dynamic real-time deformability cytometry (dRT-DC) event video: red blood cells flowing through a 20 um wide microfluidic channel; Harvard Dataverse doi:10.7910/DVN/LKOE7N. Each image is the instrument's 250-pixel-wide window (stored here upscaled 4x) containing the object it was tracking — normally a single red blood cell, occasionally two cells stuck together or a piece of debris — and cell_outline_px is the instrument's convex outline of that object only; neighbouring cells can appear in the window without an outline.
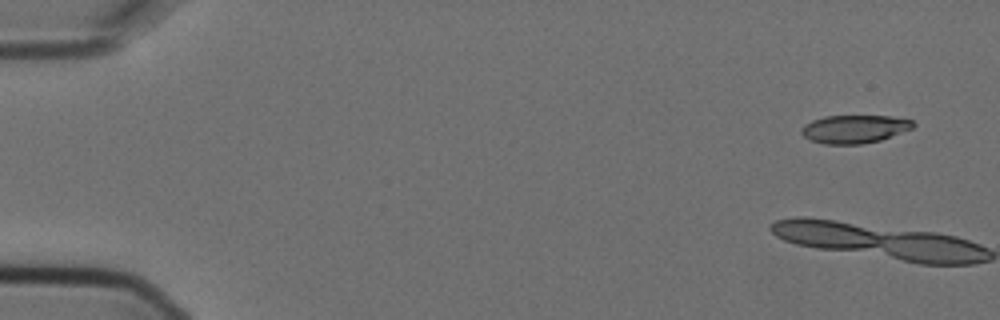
{"species": "Egyptian fruit bat (a non-hibernating species)", "species_latin": "Rousettus aegyptiacus", "temperature_condition": "cold", "stored_images_in_passage": 5, "camera_frame_rate_fps": 3000, "um_per_image_px": 0.085, "animal": {"sex": "female"}, "frame": {"image": 1, "passage_image": 1, "time_ms": 0.0, "image_size_px": [1000, 320], "cell_outline_px": [[916, 124], [912, 128], [880, 140], [860, 144], [824, 144], [808, 140], [800, 132], [800, 128], [804, 124], [812, 120], [824, 116], [892, 116], [912, 120]], "centroid_in_image_um": [72.58, 10.96], "position_along_channel_um": 12.4, "area_um2": 18.38}}
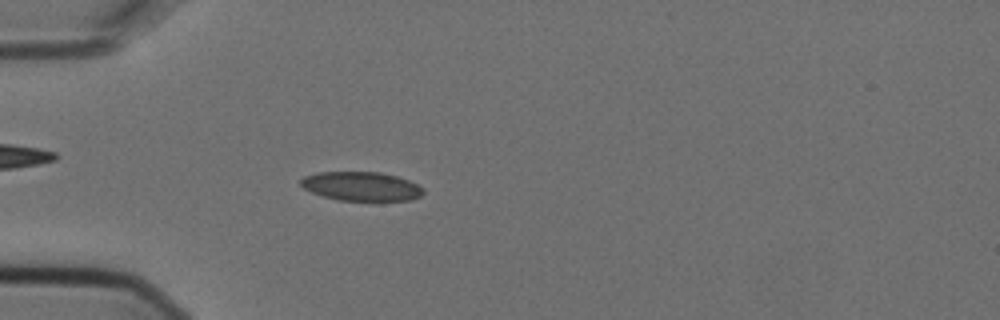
{"frame": {"image": 2, "passage_image": 5, "time_ms": 1.333, "image_size_px": [1000, 320], "cell_outline_px": [[424, 192], [420, 196], [412, 200], [340, 200], [324, 196], [312, 192], [304, 188], [300, 184], [300, 180], [304, 176], [320, 172], [380, 172], [396, 176], [408, 180], [424, 188]], "centroid_in_image_um": [30.72, 15.83], "position_along_channel_um": 54.3, "area_um2": 20.52}}